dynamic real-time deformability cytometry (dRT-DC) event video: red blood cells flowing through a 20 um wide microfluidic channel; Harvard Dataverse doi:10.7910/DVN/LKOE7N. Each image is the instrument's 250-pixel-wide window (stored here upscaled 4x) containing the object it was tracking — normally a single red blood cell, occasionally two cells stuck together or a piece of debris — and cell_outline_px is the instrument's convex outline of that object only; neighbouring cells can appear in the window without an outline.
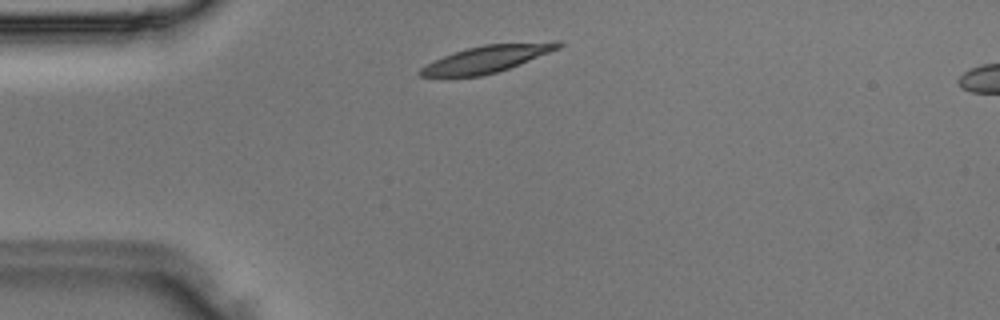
{"species": "Egyptian fruit bat (a non-hibernating species)", "species_latin": "Rousettus aegyptiacus", "temperature_condition": "room temperature", "stored_images_in_passage": 2, "camera_frame_rate_fps": 3000, "um_per_image_px": 0.085, "animal": {"sex": "male"}, "frame": {"image": 1, "passage_image": 1, "time_ms": 0.0, "image_size_px": [1000, 320], "cell_outline_px": [[564, 44], [560, 48], [508, 68], [496, 72], [480, 76], [420, 76], [416, 72], [420, 68], [444, 56], [468, 48], [484, 44], [556, 40], [560, 40]], "centroid_in_image_um": [41.47, 4.98], "position_along_channel_um": 43.5, "area_um2": 21.5}}